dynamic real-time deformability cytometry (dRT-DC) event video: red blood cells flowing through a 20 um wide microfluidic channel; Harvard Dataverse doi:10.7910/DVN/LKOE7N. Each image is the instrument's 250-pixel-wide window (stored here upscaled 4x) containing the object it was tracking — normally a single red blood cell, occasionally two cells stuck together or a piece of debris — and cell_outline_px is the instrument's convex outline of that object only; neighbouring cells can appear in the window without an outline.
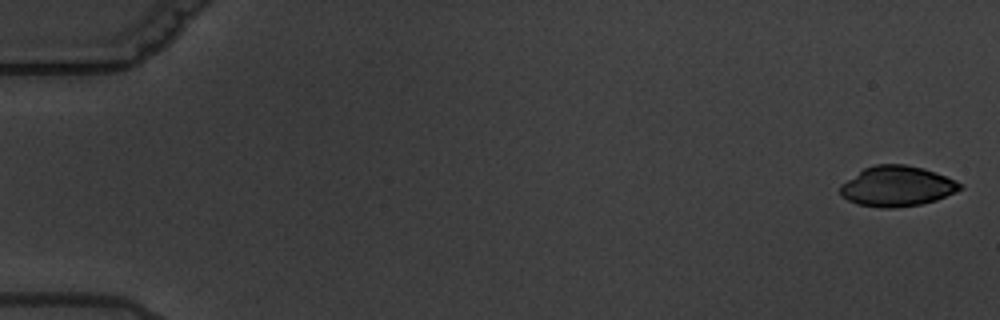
{"species": "common noctule bat (a hibernating species)", "species_latin": "Nyctalus noctula", "temperature_condition": "warm", "stored_images_in_passage": 5, "camera_frame_rate_fps": 3000, "um_per_image_px": 0.085, "animal": {"sex": "male", "body_mass_g": 19.5, "forearm_length_mm": 54.6}, "frame": {"image": 1, "passage_image": 1, "time_ms": 0.0, "image_size_px": [1000, 320], "cell_outline_px": [[964, 188], [956, 192], [936, 200], [920, 204], [892, 208], [880, 208], [856, 204], [840, 196], [840, 184], [864, 168], [876, 164], [904, 164], [924, 168], [936, 172], [960, 184]], "centroid_in_image_um": [76.2, 15.83], "position_along_channel_um": 8.8, "area_um2": 28.15}}
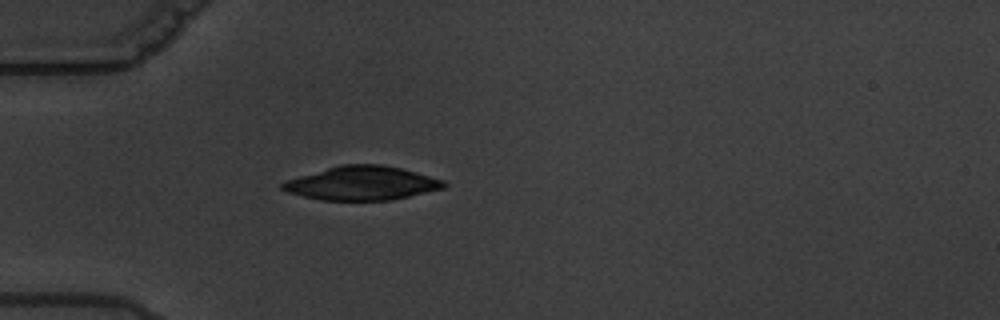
{"frame": {"image": 2, "passage_image": 5, "time_ms": 5.667, "image_size_px": [1000, 320], "cell_outline_px": [[448, 184], [444, 188], [392, 200], [320, 200], [288, 192], [280, 188], [280, 184], [284, 180], [340, 164], [384, 164], [416, 172], [444, 180]], "centroid_in_image_um": [30.75, 15.56], "position_along_channel_um": 54.3, "area_um2": 31.91}}